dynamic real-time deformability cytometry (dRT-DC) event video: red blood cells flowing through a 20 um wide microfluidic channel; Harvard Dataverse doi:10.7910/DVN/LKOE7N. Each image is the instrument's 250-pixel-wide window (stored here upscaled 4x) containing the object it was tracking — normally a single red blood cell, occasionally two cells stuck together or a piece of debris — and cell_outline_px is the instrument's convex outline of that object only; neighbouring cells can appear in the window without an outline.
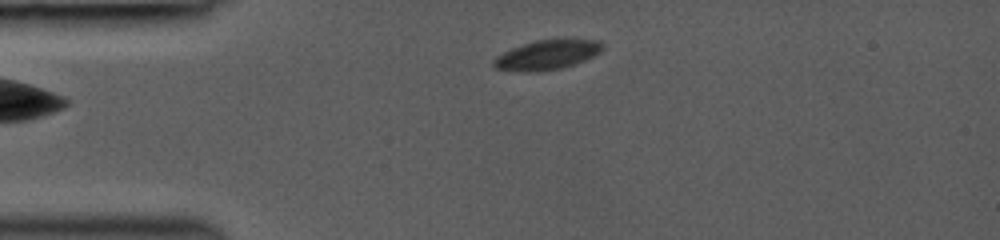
{"species": "common noctule bat (a hibernating species)", "species_latin": "Nyctalus noctula", "temperature_condition": "room temperature", "stored_images_in_passage": 7, "camera_frame_rate_fps": 3000, "um_per_image_px": 0.085, "animal": {"sex": "female", "body_mass_g": 19.0, "forearm_length_mm": 53.3}, "frame": {"image": 1, "passage_image": 1, "time_ms": 0.0, "image_size_px": [1000, 240], "cell_outline_px": [[604, 48], [600, 52], [592, 56], [572, 64], [560, 68], [536, 72], [520, 72], [496, 68], [492, 64], [492, 60], [496, 56], [512, 48], [536, 40], [600, 40], [604, 44]], "centroid_in_image_um": [46.46, 4.67], "position_along_channel_um": 38.5, "area_um2": 18.44}}
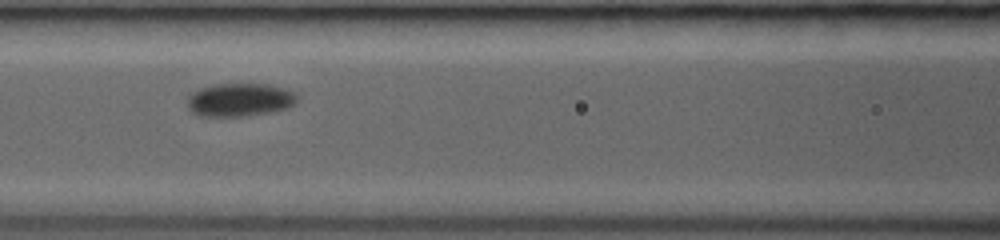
{"frame": {"image": 2, "passage_image": 5, "time_ms": 1.333, "image_size_px": [1000, 240], "cell_outline_px": [[296, 100], [292, 104], [284, 108], [268, 112], [240, 116], [200, 116], [192, 112], [188, 108], [188, 96], [192, 92], [200, 88], [212, 84], [268, 84], [284, 88], [292, 92], [296, 96]], "centroid_in_image_um": [20.3, 8.47], "position_along_channel_um": 146.3, "area_um2": 20.92}}
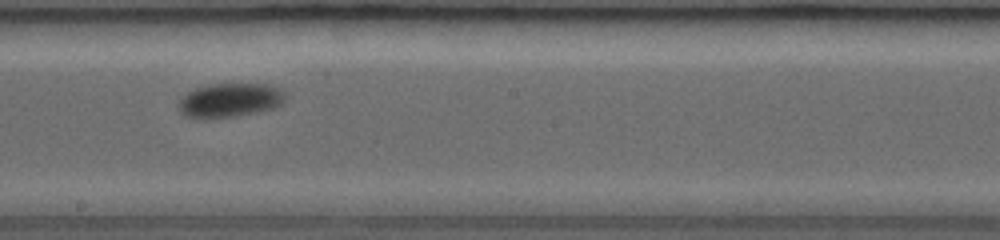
{"frame": {"image": 3, "passage_image": 7, "time_ms": 2.0, "image_size_px": [1000, 240], "cell_outline_px": [[284, 100], [280, 104], [272, 108], [256, 112], [236, 116], [184, 116], [180, 112], [176, 104], [188, 92], [196, 88], [208, 84], [272, 84], [284, 92]], "centroid_in_image_um": [19.54, 8.48], "position_along_channel_um": 228.7, "area_um2": 20.63}}